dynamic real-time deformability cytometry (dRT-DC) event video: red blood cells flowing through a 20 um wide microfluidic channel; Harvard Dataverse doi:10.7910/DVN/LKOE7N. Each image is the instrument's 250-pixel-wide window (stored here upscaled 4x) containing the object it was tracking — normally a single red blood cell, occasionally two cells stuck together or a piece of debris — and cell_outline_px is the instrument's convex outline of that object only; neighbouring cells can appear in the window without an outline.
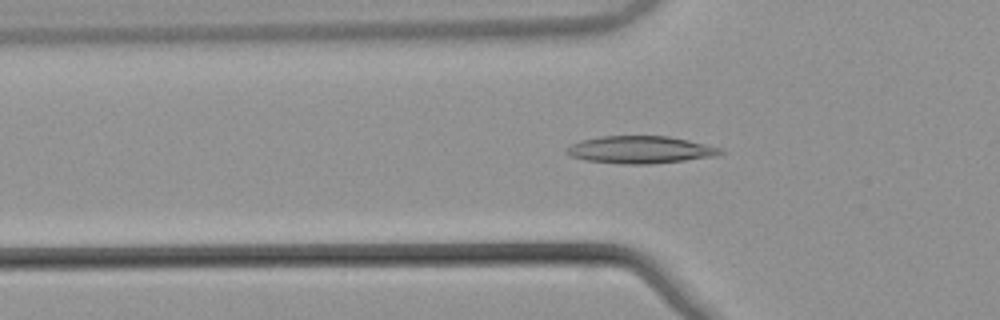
{"species": "common noctule bat (a hibernating species)", "species_latin": "Nyctalus noctula", "temperature_condition": "warm", "stored_images_in_passage": 53, "camera_frame_rate_fps": 3000, "um_per_image_px": 0.085, "animal": {"sex": "male", "body_mass_g": 21.5, "forearm_length_mm": 52.0}, "frame": {"image": 1, "passage_image": 18, "time_ms": 5.667, "image_size_px": [1000, 320], "cell_outline_px": [[728, 152], [716, 156], [684, 160], [648, 164], [624, 164], [588, 160], [572, 156], [564, 152], [572, 144], [584, 140], [600, 136], [668, 136], [688, 140], [720, 148]], "centroid_in_image_um": [54.47, 12.72], "position_along_channel_um": 71.3, "area_um2": 24.22}}
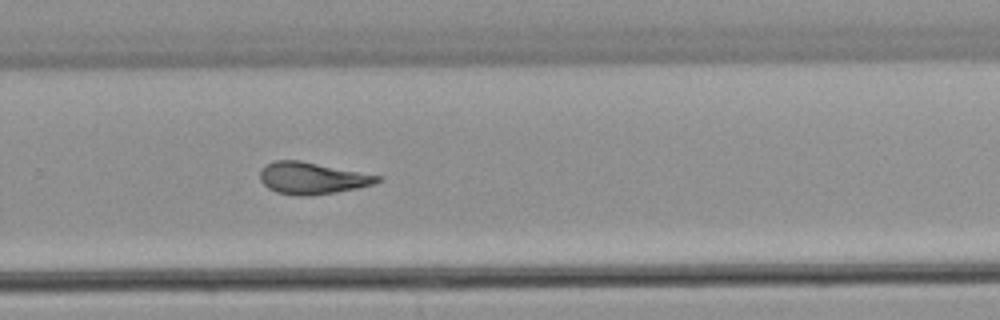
{"frame": {"image": 2, "passage_image": 36, "time_ms": 11.667, "image_size_px": [1000, 320], "cell_outline_px": [[384, 180], [372, 184], [356, 188], [336, 192], [308, 196], [296, 196], [276, 192], [268, 188], [260, 180], [260, 168], [276, 160], [300, 160], [384, 176]], "centroid_in_image_um": [26.55, 15.14], "position_along_channel_um": 303.2, "area_um2": 21.96}}
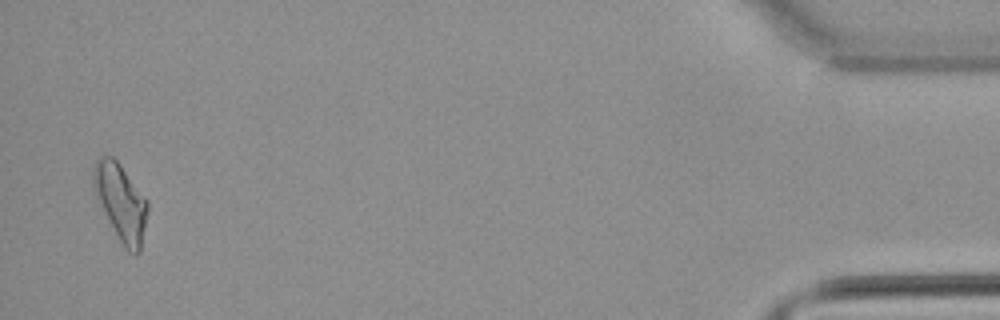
{"frame": {"image": 3, "passage_image": 52, "time_ms": 17.0, "image_size_px": [1000, 320], "cell_outline_px": [[148, 208], [140, 252], [136, 256], [128, 252], [124, 248], [92, 188], [92, 168], [96, 160], [100, 156], [112, 156], [120, 164], [148, 200]], "centroid_in_image_um": [10.27, 17.17], "position_along_channel_um": 424.9, "area_um2": 24.04}, "authors_computed_cell_mechanics": {"area_um2": 22.253, "velocity_mm_per_s": 3.8724, "shape_relaxation_time_tau1_ms": null, "shape_relaxation_time_tau2_ms": 2.805, "deformation_change_tau1": null, "deformation_change_tau2": 0.0997}}